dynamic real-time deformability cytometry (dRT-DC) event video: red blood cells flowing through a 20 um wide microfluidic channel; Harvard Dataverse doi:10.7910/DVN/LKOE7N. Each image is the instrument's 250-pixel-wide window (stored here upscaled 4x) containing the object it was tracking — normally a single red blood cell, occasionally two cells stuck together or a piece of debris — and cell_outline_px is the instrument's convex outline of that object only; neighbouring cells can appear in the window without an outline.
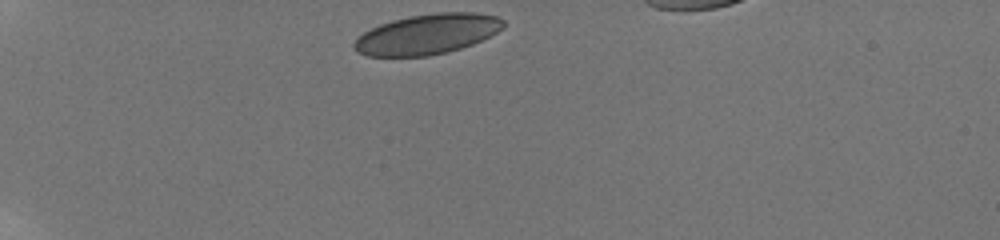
{"species": "human", "species_latin": "Homo sapiens", "temperature_condition": "room temperature", "stored_images_in_passage": 31, "camera_frame_rate_fps": 3000, "um_per_image_px": 0.085, "donor": {"sex": "male"}, "frame": {"image": 1, "passage_image": 1, "time_ms": 0.0, "image_size_px": [1000, 240], "cell_outline_px": [[504, 28], [472, 44], [460, 48], [428, 56], [368, 56], [356, 52], [352, 48], [352, 44], [364, 32], [380, 24], [392, 20], [412, 16], [436, 12], [476, 12], [496, 16], [504, 20]], "centroid_in_image_um": [36.3, 2.9], "position_along_channel_um": 48.7, "area_um2": 34.74}}
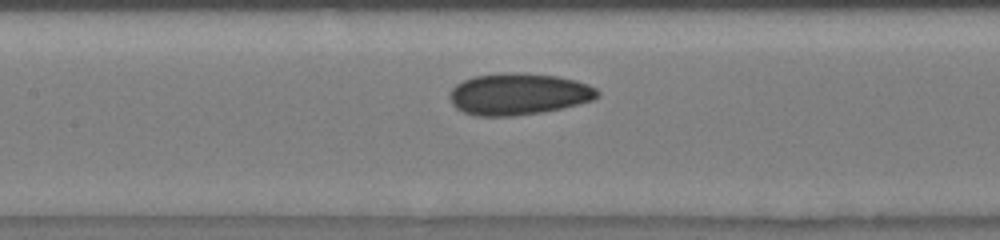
{"frame": {"image": 2, "passage_image": 9, "time_ms": 4.333, "image_size_px": [1000, 240], "cell_outline_px": [[600, 96], [596, 100], [544, 112], [512, 116], [476, 116], [464, 112], [456, 108], [452, 104], [448, 96], [452, 88], [456, 84], [472, 76], [504, 72], [516, 72], [556, 76], [576, 80], [588, 84], [596, 88], [600, 92]], "centroid_in_image_um": [44.09, 7.99], "position_along_channel_um": 163.3, "area_um2": 36.3}}
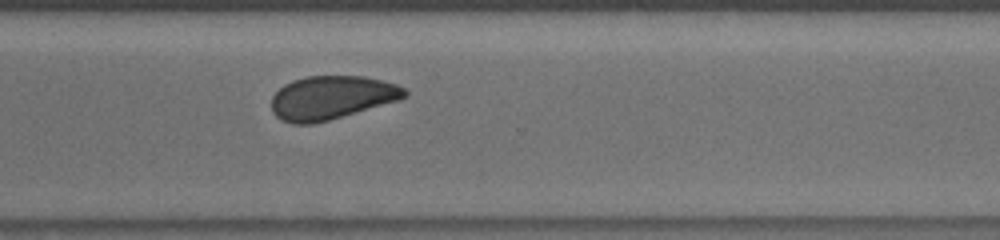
{"frame": {"image": 3, "passage_image": 30, "time_ms": 9.0, "image_size_px": [1000, 240], "cell_outline_px": [[408, 92], [400, 100], [328, 120], [312, 124], [292, 124], [280, 120], [272, 112], [272, 96], [284, 84], [292, 80], [308, 76], [364, 76], [396, 84], [404, 88]], "centroid_in_image_um": [28.15, 8.3], "position_along_channel_um": 342.4, "area_um2": 33.7}}